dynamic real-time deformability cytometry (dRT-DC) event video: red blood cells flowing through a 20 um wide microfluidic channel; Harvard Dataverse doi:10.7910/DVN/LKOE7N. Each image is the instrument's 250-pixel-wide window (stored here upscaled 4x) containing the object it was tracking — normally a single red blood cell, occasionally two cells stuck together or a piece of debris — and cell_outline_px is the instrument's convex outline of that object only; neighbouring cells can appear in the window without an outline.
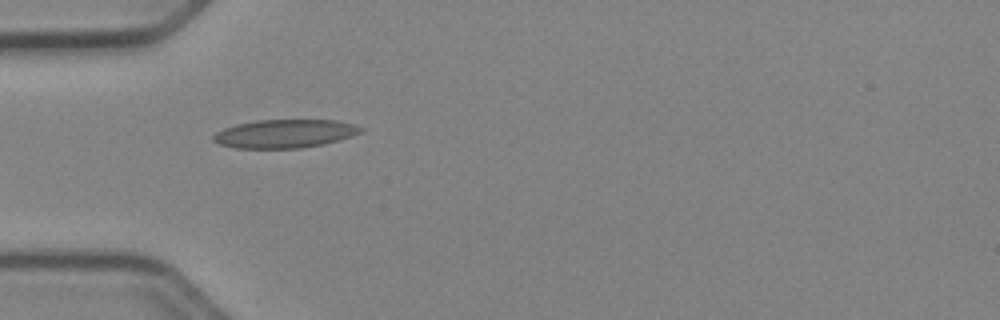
{"species": "Egyptian fruit bat (a non-hibernating species)", "species_latin": "Rousettus aegyptiacus", "temperature_condition": "cold", "stored_images_in_passage": 33, "camera_frame_rate_fps": 3000, "um_per_image_px": 0.085, "animal": {"sex": "female"}, "frame": {"image": 1, "passage_image": 1, "time_ms": 0.0, "image_size_px": [1000, 320], "cell_outline_px": [[364, 132], [352, 136], [324, 144], [300, 148], [236, 148], [220, 144], [212, 140], [212, 136], [216, 132], [224, 128], [236, 124], [256, 120], [336, 120], [356, 124], [364, 128]], "centroid_in_image_um": [24.24, 11.35], "position_along_channel_um": 60.8, "area_um2": 24.57}}
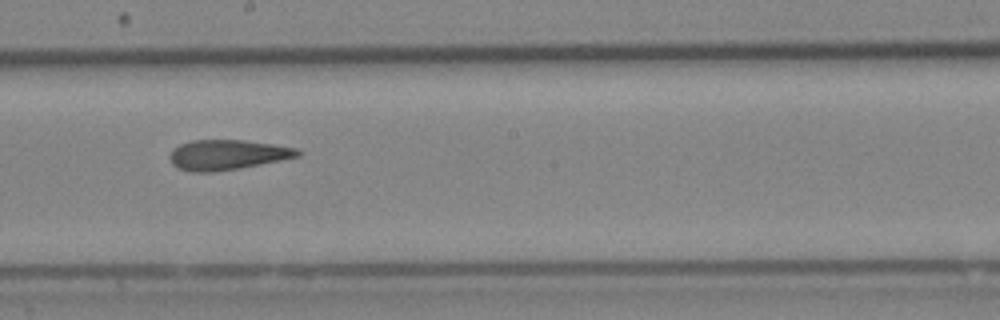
{"frame": {"image": 2, "passage_image": 14, "time_ms": 4.333, "image_size_px": [1000, 320], "cell_outline_px": [[300, 156], [240, 168], [212, 172], [188, 172], [176, 168], [172, 164], [168, 156], [180, 144], [192, 140], [244, 140], [300, 148]], "centroid_in_image_um": [19.31, 13.16], "position_along_channel_um": 228.9, "area_um2": 22.43}}
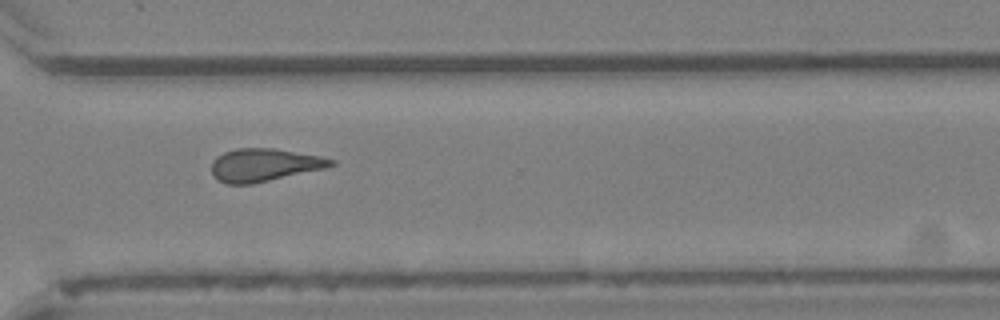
{"frame": {"image": 3, "passage_image": 23, "time_ms": 7.333, "image_size_px": [1000, 320], "cell_outline_px": [[336, 164], [324, 168], [252, 184], [228, 184], [212, 176], [212, 160], [216, 156], [224, 152], [236, 148], [276, 148], [320, 156], [336, 160]], "centroid_in_image_um": [22.44, 14.01], "position_along_channel_um": 348.2, "area_um2": 22.83}, "authors_computed_cell_mechanics": {"area_um2": 22.831, "velocity_mm_per_s": 3.974, "shape_relaxation_time_tau1_ms": null, "shape_relaxation_time_tau2_ms": 4.847, "deformation_change_tau1": null, "deformation_change_tau2": 0.1237}}